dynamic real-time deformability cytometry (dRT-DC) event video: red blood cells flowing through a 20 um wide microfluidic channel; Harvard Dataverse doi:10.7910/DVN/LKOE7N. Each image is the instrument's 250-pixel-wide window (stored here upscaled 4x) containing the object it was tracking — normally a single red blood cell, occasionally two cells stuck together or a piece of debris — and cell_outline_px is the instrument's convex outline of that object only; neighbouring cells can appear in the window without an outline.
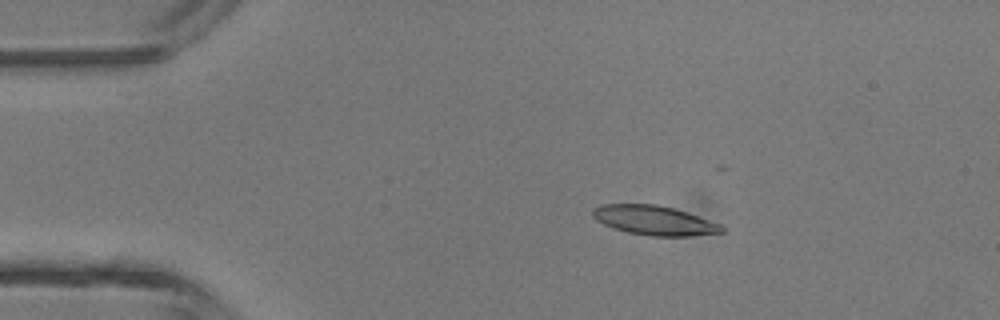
{"species": "common noctule bat (a hibernating species)", "species_latin": "Nyctalus noctula", "temperature_condition": "room temperature", "stored_images_in_passage": 5, "camera_frame_rate_fps": 3000, "um_per_image_px": 0.085, "animal": {"sex": "male", "body_mass_g": 13.3}, "frame": {"image": 1, "passage_image": 3, "time_ms": 0.667, "image_size_px": [1000, 320], "cell_outline_px": [[724, 232], [688, 236], [648, 236], [628, 232], [604, 224], [596, 220], [592, 216], [592, 208], [600, 204], [656, 204], [688, 212], [720, 224], [724, 228]], "centroid_in_image_um": [55.59, 18.72], "position_along_channel_um": 29.4, "area_um2": 22.08}}
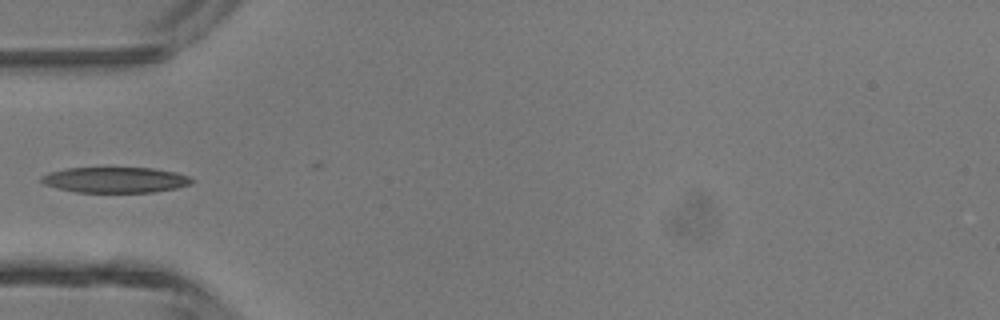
{"frame": {"image": 2, "passage_image": 5, "time_ms": 1.333, "image_size_px": [1000, 320], "cell_outline_px": [[196, 180], [192, 184], [176, 188], [152, 192], [76, 192], [56, 188], [44, 184], [40, 180], [40, 176], [48, 172], [68, 168], [152, 168], [176, 172], [188, 176]], "centroid_in_image_um": [9.8, 15.29], "position_along_channel_um": 75.2, "area_um2": 22.54}}